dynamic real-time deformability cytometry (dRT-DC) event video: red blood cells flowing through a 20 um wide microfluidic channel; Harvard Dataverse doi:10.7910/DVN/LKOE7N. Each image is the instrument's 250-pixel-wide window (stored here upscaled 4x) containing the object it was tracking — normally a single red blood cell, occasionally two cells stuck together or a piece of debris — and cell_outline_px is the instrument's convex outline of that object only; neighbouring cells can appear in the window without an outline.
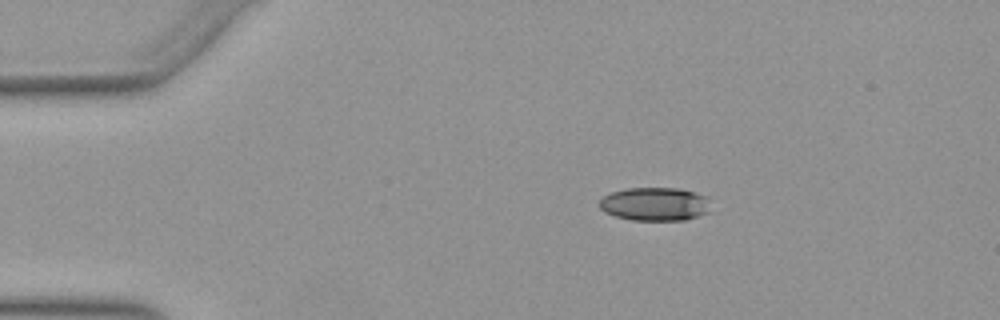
{"species": "Egyptian fruit bat (a non-hibernating species)", "species_latin": "Rousettus aegyptiacus", "temperature_condition": "warm", "stored_images_in_passage": 44, "camera_frame_rate_fps": 3000, "um_per_image_px": 0.085, "animal": {"sex": "female"}, "frame": {"image": 1, "passage_image": 1, "time_ms": 0.0, "image_size_px": [1000, 320], "cell_outline_px": [[712, 212], [684, 220], [632, 220], [616, 216], [604, 212], [600, 208], [600, 200], [604, 196], [612, 192], [624, 188], [680, 188], [708, 196]], "centroid_in_image_um": [55.72, 17.34], "position_along_channel_um": 29.3, "area_um2": 21.96}}
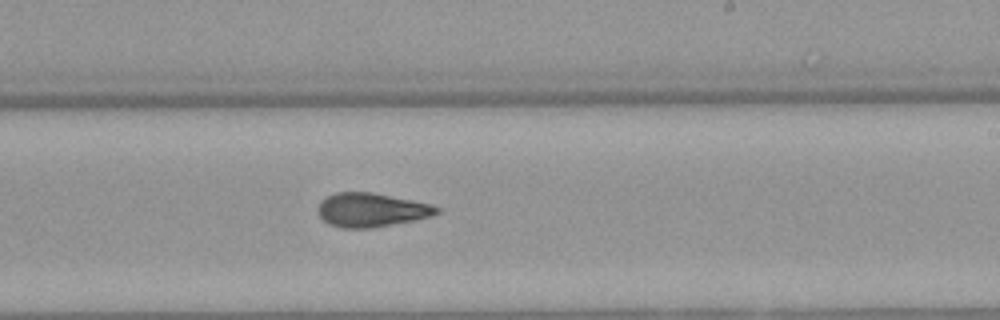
{"frame": {"image": 2, "passage_image": 23, "time_ms": 7.333, "image_size_px": [1000, 320], "cell_outline_px": [[440, 212], [432, 216], [416, 220], [372, 228], [340, 228], [328, 224], [320, 216], [316, 208], [320, 200], [336, 192], [372, 192], [432, 204], [440, 208]], "centroid_in_image_um": [31.56, 17.85], "position_along_channel_um": 257.4, "area_um2": 23.7}}
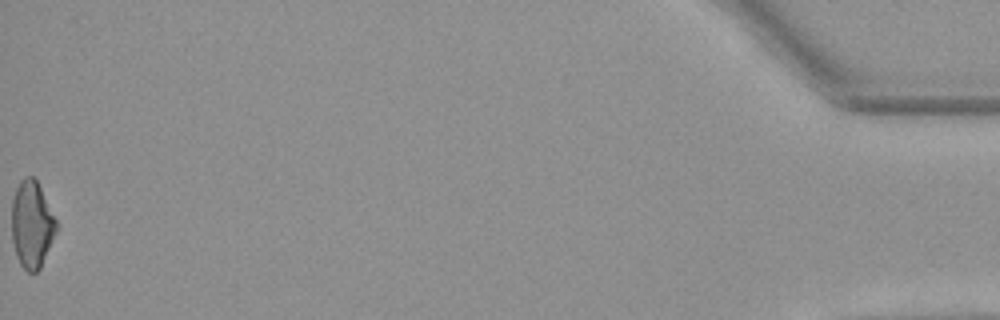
{"frame": {"image": 3, "passage_image": 44, "time_ms": 14.333, "image_size_px": [1000, 320], "cell_outline_px": [[56, 232], [40, 268], [36, 272], [28, 272], [20, 264], [16, 256], [12, 240], [12, 200], [16, 188], [20, 180], [24, 176], [32, 176], [36, 180], [56, 220]], "centroid_in_image_um": [2.68, 19.08], "position_along_channel_um": 432.5, "area_um2": 22.31}, "authors_computed_cell_mechanics": {"area_um2": 23.12, "velocity_mm_per_s": 3.9381, "shape_relaxation_time_tau1_ms": 7.3812, "shape_relaxation_time_tau2_ms": 3.1974, "deformation_change_tau1": 0.209, "deformation_change_tau2": 0.1197}}